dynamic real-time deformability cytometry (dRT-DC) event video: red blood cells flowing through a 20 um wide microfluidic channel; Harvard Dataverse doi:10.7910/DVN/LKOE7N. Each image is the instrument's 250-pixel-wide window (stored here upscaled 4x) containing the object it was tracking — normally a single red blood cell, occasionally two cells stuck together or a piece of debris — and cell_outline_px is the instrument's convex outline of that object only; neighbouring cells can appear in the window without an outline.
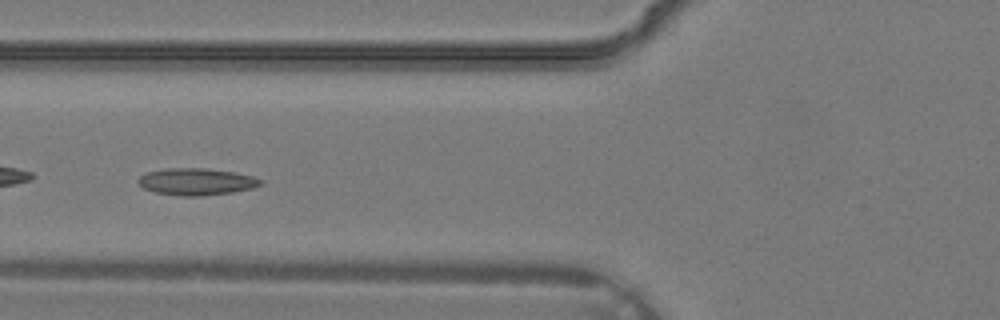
{"species": "common noctule bat (a hibernating species)", "species_latin": "Nyctalus noctula", "temperature_condition": "warm", "stored_images_in_passage": 32, "camera_frame_rate_fps": 3000, "um_per_image_px": 0.085, "animal": {"sex": "male", "body_mass_g": 19.2, "forearm_length_mm": 51.8}, "frame": {"image": 1, "passage_image": 10, "time_ms": 3.0, "image_size_px": [1000, 320], "cell_outline_px": [[264, 180], [260, 184], [252, 188], [232, 192], [200, 196], [180, 196], [156, 192], [144, 188], [136, 180], [140, 176], [148, 172], [168, 168], [204, 168], [232, 172], [252, 176]], "centroid_in_image_um": [16.68, 15.44], "position_along_channel_um": 109.1, "area_um2": 18.96}}
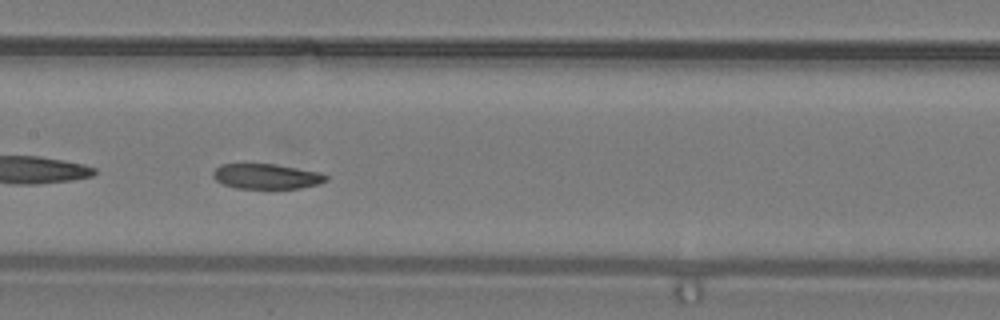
{"frame": {"image": 2, "passage_image": 14, "time_ms": 4.333, "image_size_px": [1000, 320], "cell_outline_px": [[328, 180], [320, 184], [300, 188], [236, 188], [224, 184], [216, 180], [212, 176], [212, 172], [220, 164], [276, 164], [320, 172], [328, 176]], "centroid_in_image_um": [22.67, 14.99], "position_along_channel_um": 184.7, "area_um2": 16.59}}
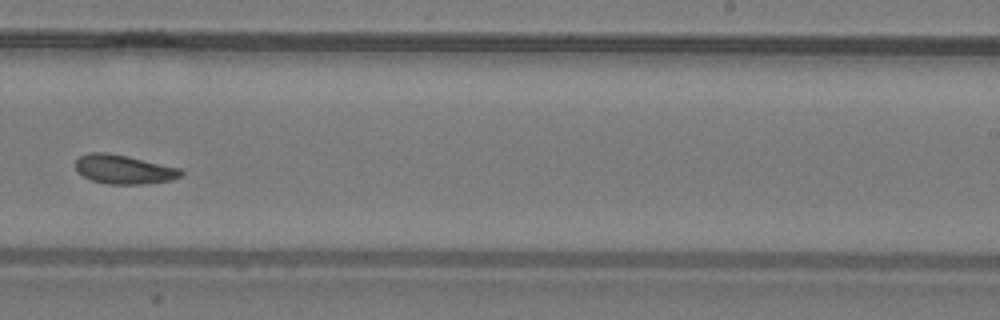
{"frame": {"image": 3, "passage_image": 19, "time_ms": 6.0, "image_size_px": [1000, 320], "cell_outline_px": [[184, 172], [180, 176], [172, 180], [140, 184], [108, 184], [92, 180], [84, 176], [76, 168], [76, 160], [80, 156], [92, 152], [108, 152], [128, 156], [180, 168]], "centroid_in_image_um": [10.54, 14.39], "position_along_channel_um": 278.5, "area_um2": 17.69}}